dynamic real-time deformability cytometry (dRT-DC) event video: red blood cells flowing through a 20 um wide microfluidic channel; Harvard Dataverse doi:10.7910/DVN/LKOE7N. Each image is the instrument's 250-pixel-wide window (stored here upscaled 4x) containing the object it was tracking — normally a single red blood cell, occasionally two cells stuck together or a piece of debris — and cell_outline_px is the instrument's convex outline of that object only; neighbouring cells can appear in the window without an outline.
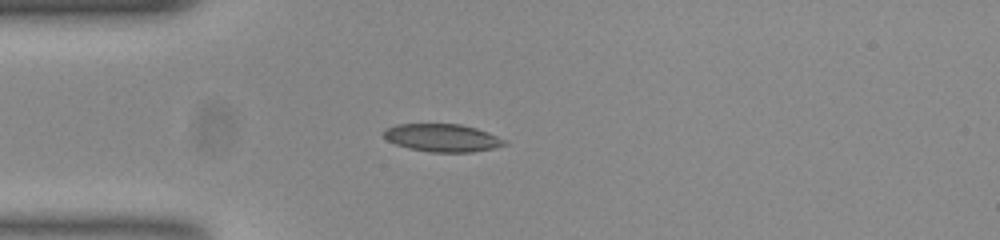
{"species": "common noctule bat (a hibernating species)", "species_latin": "Nyctalus noctula", "temperature_condition": "room temperature", "stored_images_in_passage": 41, "camera_frame_rate_fps": 3000, "um_per_image_px": 0.085, "animal": {"sex": "female", "body_mass_g": 23.0, "forearm_length_mm": 53.4}, "frame": {"image": 1, "passage_image": 1, "time_ms": 0.0, "image_size_px": [1000, 240], "cell_outline_px": [[508, 144], [492, 148], [472, 152], [432, 152], [408, 148], [396, 144], [388, 140], [384, 136], [384, 128], [396, 124], [460, 124], [476, 128], [488, 132], [504, 140]], "centroid_in_image_um": [37.57, 11.71], "position_along_channel_um": 47.4, "area_um2": 19.42}}
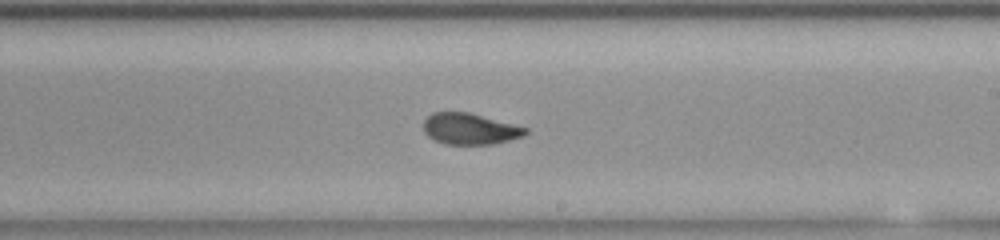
{"frame": {"image": 2, "passage_image": 18, "time_ms": 5.667, "image_size_px": [1000, 240], "cell_outline_px": [[528, 132], [524, 136], [492, 144], [444, 144], [428, 136], [424, 132], [424, 120], [432, 112], [468, 112], [528, 128]], "centroid_in_image_um": [39.93, 10.95], "position_along_channel_um": 249.1, "area_um2": 18.38}}
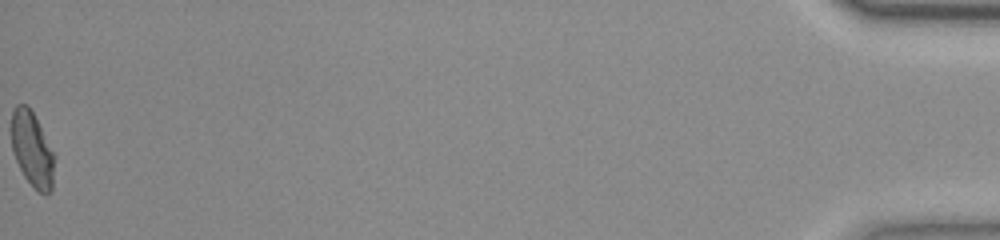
{"frame": {"image": 3, "passage_image": 41, "time_ms": 13.333, "image_size_px": [1000, 240], "cell_outline_px": [[52, 188], [44, 196], [24, 176], [12, 152], [12, 108], [16, 104], [28, 104], [52, 152]], "centroid_in_image_um": [2.67, 12.65], "position_along_channel_um": 432.5, "area_um2": 17.92}, "authors_computed_cell_mechanics": {"area_um2": 19.1896, "velocity_mm_per_s": 3.7824, "shape_relaxation_time_tau1_ms": 6.8949, "shape_relaxation_time_tau2_ms": 1.3958, "deformation_change_tau1": 0.1773, "deformation_change_tau2": 0.0639}}